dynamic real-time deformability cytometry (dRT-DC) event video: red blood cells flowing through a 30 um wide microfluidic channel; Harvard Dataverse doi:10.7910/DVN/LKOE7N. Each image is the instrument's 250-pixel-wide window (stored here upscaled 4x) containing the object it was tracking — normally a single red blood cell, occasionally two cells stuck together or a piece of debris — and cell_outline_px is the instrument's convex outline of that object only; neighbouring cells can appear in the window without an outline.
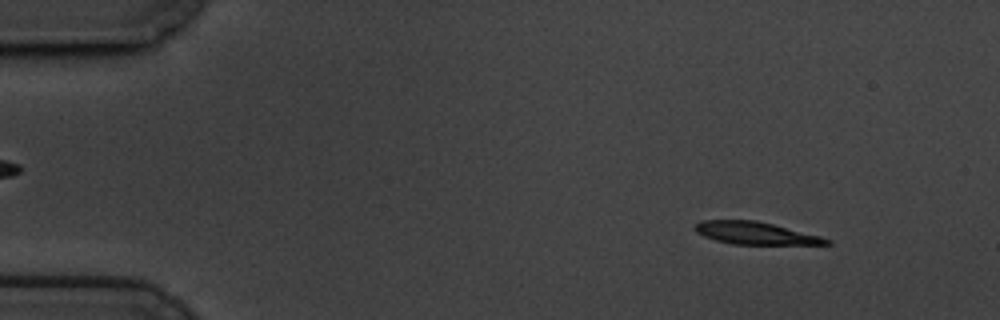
{"species": "common noctule bat (a hibernating species)", "species_latin": "Nyctalus noctula", "temperature_condition": "cold", "stored_images_in_passage": 58, "camera_frame_rate_fps": 3000, "um_per_image_px": 0.085, "animal": {"sex": "male", "body_mass_g": 19.5, "forearm_length_mm": 54.6}, "frame": {"image": 1, "passage_image": 6, "time_ms": 1.667, "image_size_px": [1000, 320], "cell_outline_px": [[832, 244], [732, 244], [716, 240], [704, 236], [696, 232], [692, 228], [700, 220], [756, 220], [820, 236], [832, 240]], "centroid_in_image_um": [64.17, 19.81], "position_along_channel_um": 20.8, "area_um2": 17.05}}
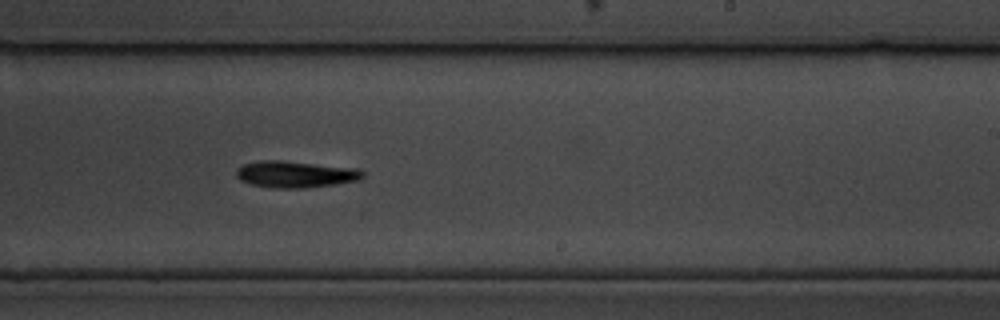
{"frame": {"image": 2, "passage_image": 35, "time_ms": 11.333, "image_size_px": [1000, 320], "cell_outline_px": [[364, 176], [360, 180], [304, 188], [272, 188], [248, 184], [240, 180], [236, 176], [236, 168], [244, 164], [260, 160], [280, 160], [356, 168], [364, 172]], "centroid_in_image_um": [25.06, 14.81], "position_along_channel_um": 263.9, "area_um2": 19.65}}
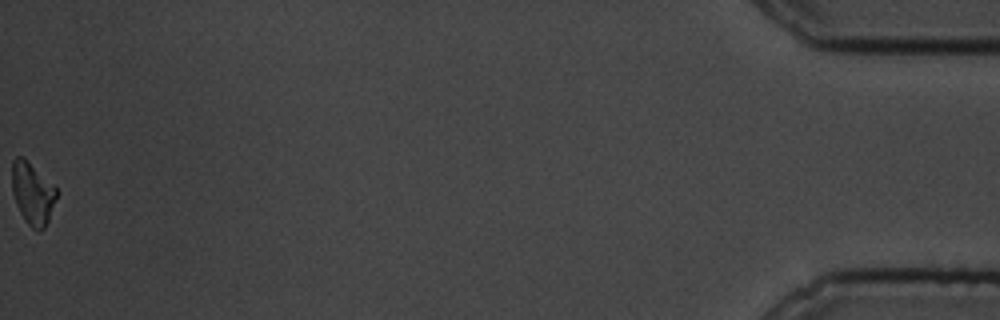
{"frame": {"image": 3, "passage_image": 58, "time_ms": 19.0, "image_size_px": [1000, 320], "cell_outline_px": [[60, 192], [48, 220], [44, 228], [36, 232], [24, 220], [16, 204], [12, 192], [12, 160], [16, 156], [24, 156]], "centroid_in_image_um": [2.77, 16.43], "position_along_channel_um": 432.4, "area_um2": 16.36}, "authors_computed_cell_mechanics": {"area_um2": 18.5827, "velocity_mm_per_s": 3.435, "shape_relaxation_time_tau1_ms": 2.7721, "shape_relaxation_time_tau2_ms": null, "deformation_change_tau1": 0.1296, "deformation_change_tau2": null}}